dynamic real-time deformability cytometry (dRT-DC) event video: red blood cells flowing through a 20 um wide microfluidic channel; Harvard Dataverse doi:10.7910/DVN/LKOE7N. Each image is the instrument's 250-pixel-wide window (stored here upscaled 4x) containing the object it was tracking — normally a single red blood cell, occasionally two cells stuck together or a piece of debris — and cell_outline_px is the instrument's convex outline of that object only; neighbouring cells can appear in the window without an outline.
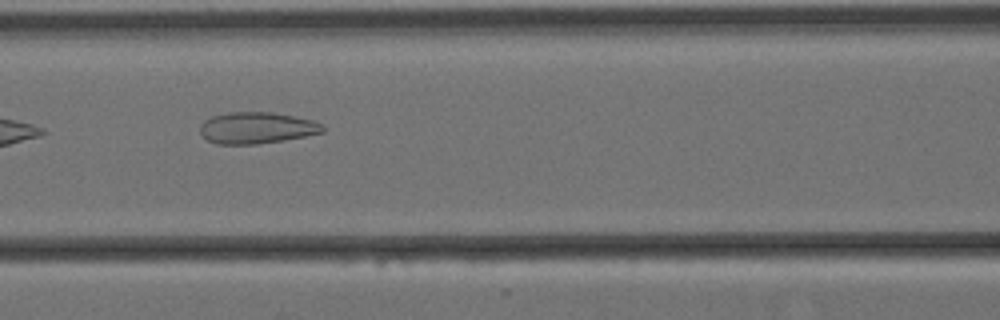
{"species": "Egyptian fruit bat (a non-hibernating species)", "species_latin": "Rousettus aegyptiacus", "temperature_condition": "cold", "stored_images_in_passage": 11, "camera_frame_rate_fps": 3000, "um_per_image_px": 0.085, "animal": {"sex": "female"}, "frame": {"image": 1, "passage_image": 7, "time_ms": 2.0, "image_size_px": [1000, 320], "cell_outline_px": [[324, 132], [284, 140], [256, 144], [216, 144], [208, 140], [200, 132], [200, 124], [204, 120], [212, 116], [228, 112], [272, 112], [312, 120], [324, 124]], "centroid_in_image_um": [21.81, 10.86], "position_along_channel_um": 144.8, "area_um2": 22.48}}
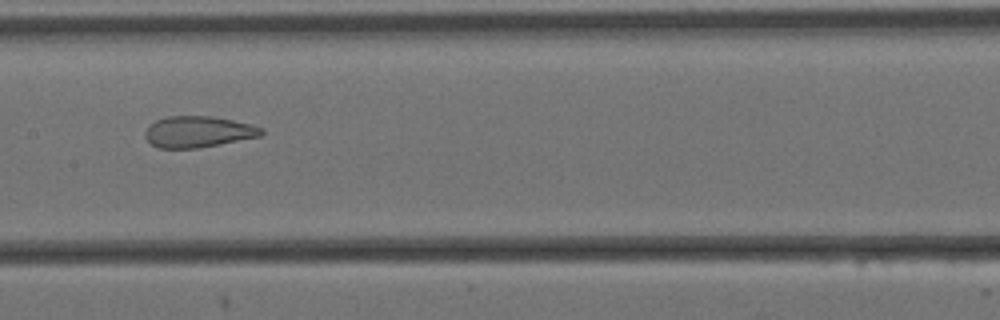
{"frame": {"image": 2, "passage_image": 8, "time_ms": 2.333, "image_size_px": [1000, 320], "cell_outline_px": [[264, 132], [260, 136], [200, 148], [160, 148], [152, 144], [144, 136], [144, 132], [156, 120], [168, 116], [212, 116], [252, 124], [264, 128]], "centroid_in_image_um": [16.87, 11.2], "position_along_channel_um": 190.5, "area_um2": 21.1}}
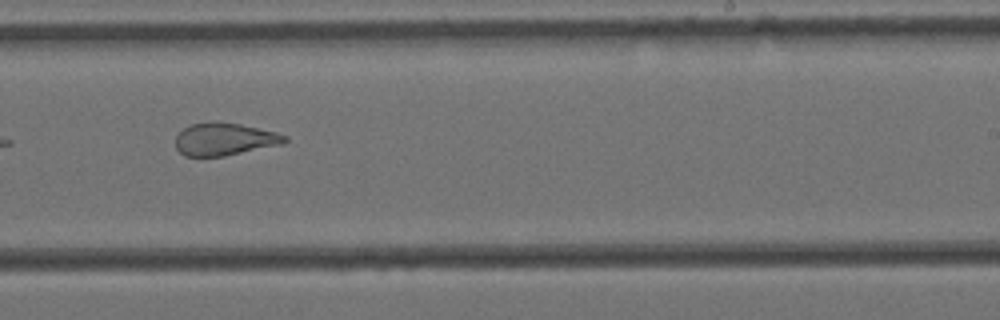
{"frame": {"image": 3, "passage_image": 10, "time_ms": 3.0, "image_size_px": [1000, 320], "cell_outline_px": [[288, 140], [284, 144], [224, 156], [184, 156], [176, 148], [176, 136], [184, 128], [192, 124], [240, 124], [276, 132], [288, 136]], "centroid_in_image_um": [19.13, 11.87], "position_along_channel_um": 269.9, "area_um2": 20.17}}